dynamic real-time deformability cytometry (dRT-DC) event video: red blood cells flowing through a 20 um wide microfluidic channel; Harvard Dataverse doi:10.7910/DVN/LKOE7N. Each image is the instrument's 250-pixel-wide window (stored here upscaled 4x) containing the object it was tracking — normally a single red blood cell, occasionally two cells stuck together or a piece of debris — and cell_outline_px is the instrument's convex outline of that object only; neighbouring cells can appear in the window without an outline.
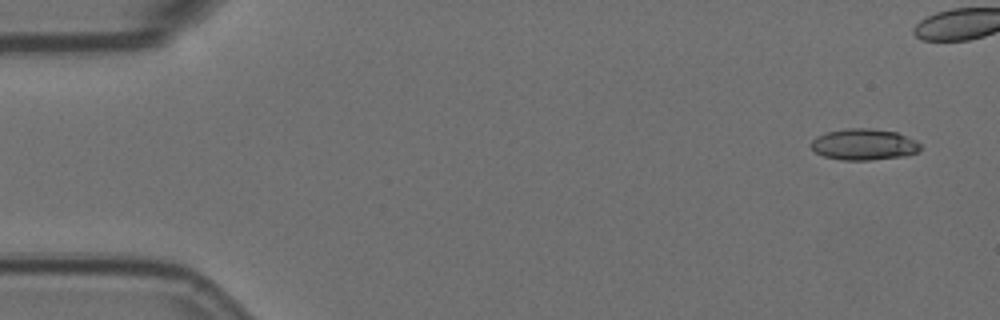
{"species": "Egyptian fruit bat (a non-hibernating species)", "species_latin": "Rousettus aegyptiacus", "temperature_condition": "room temperature", "stored_images_in_passage": 15, "camera_frame_rate_fps": 3000, "um_per_image_px": 0.085, "animal": {"sex": "female"}, "frame": {"image": 1, "passage_image": 1, "time_ms": 0.0, "image_size_px": [1000, 320], "cell_outline_px": [[920, 148], [916, 152], [904, 156], [868, 160], [840, 160], [824, 156], [816, 152], [808, 144], [816, 136], [828, 132], [848, 128], [872, 128], [896, 132], [916, 140], [920, 144]], "centroid_in_image_um": [73.4, 12.27], "position_along_channel_um": 11.6, "area_um2": 19.88}}
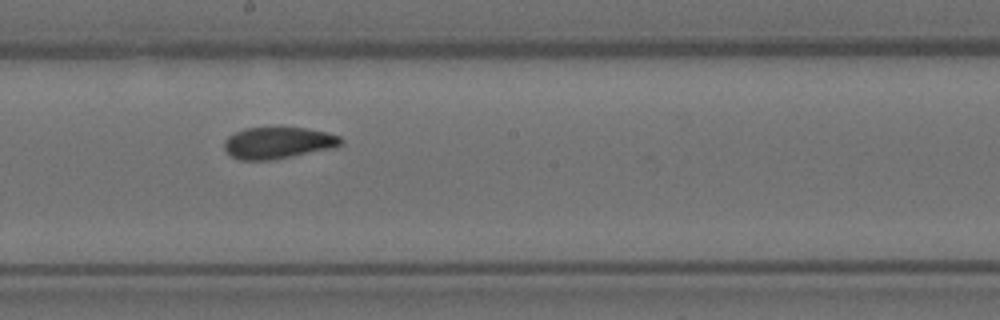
{"frame": {"image": 2, "passage_image": 9, "time_ms": 2.667, "image_size_px": [1000, 320], "cell_outline_px": [[344, 144], [336, 148], [272, 160], [240, 160], [232, 156], [224, 148], [224, 140], [228, 136], [244, 128], [280, 124], [308, 128], [328, 132], [340, 136], [344, 140]], "centroid_in_image_um": [23.7, 12.09], "position_along_channel_um": 224.5, "area_um2": 22.66}}
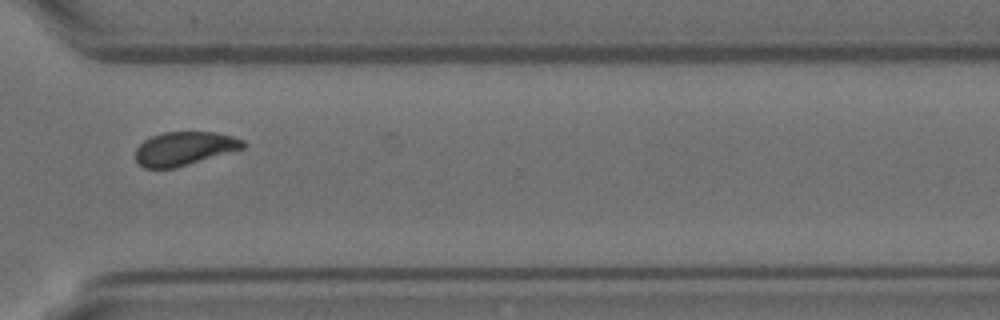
{"frame": {"image": 3, "passage_image": 12, "time_ms": 3.667, "image_size_px": [1000, 320], "cell_outline_px": [[248, 144], [244, 148], [176, 168], [144, 168], [136, 160], [136, 148], [144, 140], [152, 136], [164, 132], [216, 132], [232, 136], [244, 140]], "centroid_in_image_um": [15.69, 12.62], "position_along_channel_um": 354.9, "area_um2": 21.1}}